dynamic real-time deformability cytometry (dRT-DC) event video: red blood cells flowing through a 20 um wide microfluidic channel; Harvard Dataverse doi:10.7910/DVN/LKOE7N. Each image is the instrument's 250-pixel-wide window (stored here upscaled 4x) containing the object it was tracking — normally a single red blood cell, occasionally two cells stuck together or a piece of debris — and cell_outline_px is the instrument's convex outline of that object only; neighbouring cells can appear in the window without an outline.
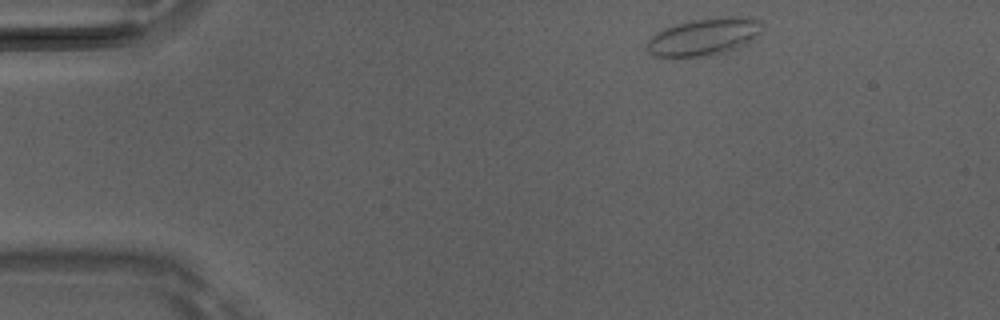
{"species": "Egyptian fruit bat (a non-hibernating species)", "species_latin": "Rousettus aegyptiacus", "temperature_condition": "room temperature", "stored_images_in_passage": 43, "camera_frame_rate_fps": 3000, "um_per_image_px": 0.085, "animal": {"sex": "male"}, "frame": {"image": 1, "passage_image": 1, "time_ms": 0.0, "image_size_px": [1000, 320], "cell_outline_px": [[760, 32], [748, 44], [728, 52], [700, 56], [652, 56], [648, 52], [648, 40], [656, 32], [664, 28], [676, 24], [692, 20], [732, 16], [740, 16], [760, 20]], "centroid_in_image_um": [59.85, 3.13], "position_along_channel_um": 25.2, "area_um2": 24.8}}
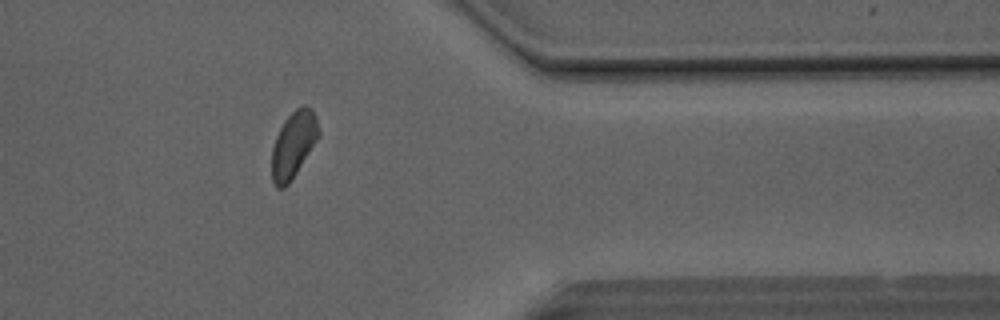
{"frame": {"image": 2, "passage_image": 34, "time_ms": 11.0, "image_size_px": [1000, 320], "cell_outline_px": [[320, 136], [288, 184], [284, 188], [276, 188], [272, 180], [272, 148], [276, 136], [284, 120], [296, 108], [304, 104], [312, 108], [316, 116], [320, 132]], "centroid_in_image_um": [24.95, 12.26], "position_along_channel_um": 386.4, "area_um2": 18.09}}
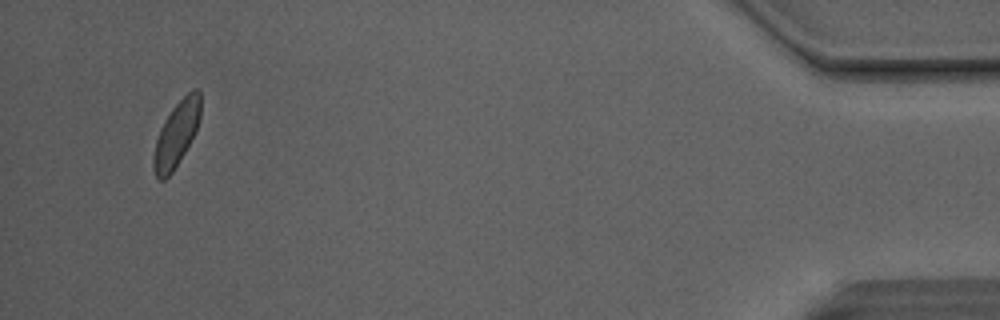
{"frame": {"image": 3, "passage_image": 41, "time_ms": 13.333, "image_size_px": [1000, 320], "cell_outline_px": [[200, 120], [196, 132], [172, 172], [164, 180], [160, 180], [156, 176], [152, 168], [152, 160], [156, 140], [160, 128], [172, 108], [192, 88], [196, 88], [200, 92]], "centroid_in_image_um": [14.99, 11.39], "position_along_channel_um": 420.2, "area_um2": 17.74}, "authors_computed_cell_mechanics": {"area_um2": 19.074, "velocity_mm_per_s": 4.1325, "shape_relaxation_time_tau1_ms": 3.7894, "shape_relaxation_time_tau2_ms": null, "deformation_change_tau1": 0.1093, "deformation_change_tau2": null}}